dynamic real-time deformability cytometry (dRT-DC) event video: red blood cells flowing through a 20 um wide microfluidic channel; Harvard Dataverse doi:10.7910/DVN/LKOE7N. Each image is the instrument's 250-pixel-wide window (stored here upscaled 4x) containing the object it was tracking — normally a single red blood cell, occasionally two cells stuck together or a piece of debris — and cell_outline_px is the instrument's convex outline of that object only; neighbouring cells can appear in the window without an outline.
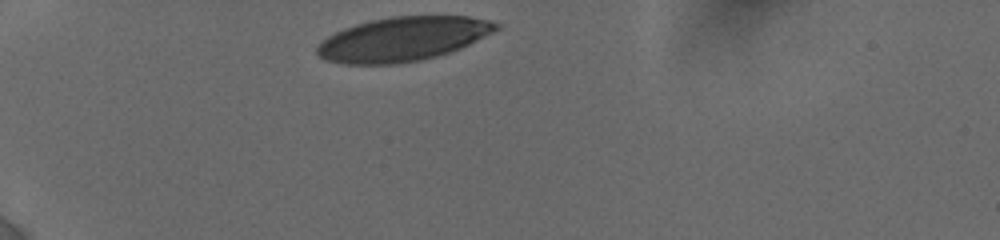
{"species": "human", "species_latin": "Homo sapiens", "temperature_condition": "cold", "stored_images_in_passage": 6, "camera_frame_rate_fps": 3000, "um_per_image_px": 0.085, "donor": {"sex": "female"}, "frame": {"image": 1, "passage_image": 1, "time_ms": 0.0, "image_size_px": [1000, 240], "cell_outline_px": [[500, 28], [460, 48], [436, 56], [420, 60], [396, 64], [344, 64], [328, 60], [320, 56], [316, 52], [316, 48], [328, 36], [344, 28], [356, 24], [372, 20], [392, 16], [468, 16], [488, 20], [500, 24]], "centroid_in_image_um": [34.24, 3.31], "position_along_channel_um": 50.8, "area_um2": 45.55}}
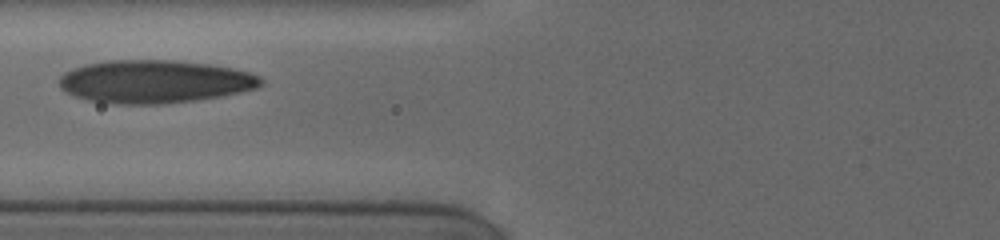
{"frame": {"image": 2, "passage_image": 4, "time_ms": 2.667, "image_size_px": [1000, 240], "cell_outline_px": [[264, 84], [256, 88], [240, 92], [220, 96], [196, 100], [160, 104], [116, 104], [88, 100], [76, 96], [60, 88], [60, 76], [64, 72], [72, 68], [84, 64], [104, 60], [180, 60], [236, 68], [260, 76], [264, 80]], "centroid_in_image_um": [13.16, 6.92], "position_along_channel_um": 112.6, "area_um2": 50.86}}
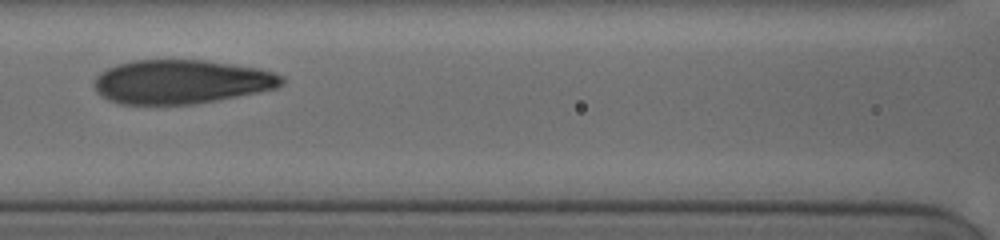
{"frame": {"image": 3, "passage_image": 5, "time_ms": 3.667, "image_size_px": [1000, 240], "cell_outline_px": [[284, 84], [276, 88], [216, 100], [192, 104], [120, 104], [108, 100], [96, 92], [96, 76], [100, 72], [116, 64], [132, 60], [204, 60], [260, 68], [284, 76]], "centroid_in_image_um": [15.41, 6.94], "position_along_channel_um": 151.2, "area_um2": 47.92}}